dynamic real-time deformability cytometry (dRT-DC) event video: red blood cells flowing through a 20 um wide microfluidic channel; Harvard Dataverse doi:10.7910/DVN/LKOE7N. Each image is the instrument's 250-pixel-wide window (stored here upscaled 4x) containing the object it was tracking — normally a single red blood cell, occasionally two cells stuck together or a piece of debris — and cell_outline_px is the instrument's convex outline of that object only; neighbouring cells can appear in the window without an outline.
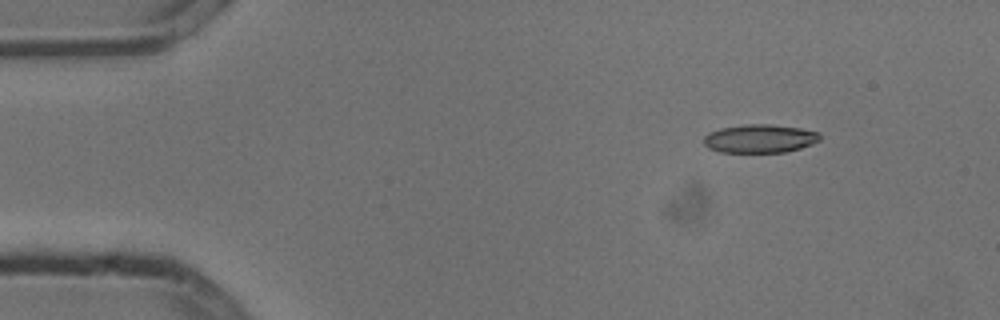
{"species": "common noctule bat (a hibernating species)", "species_latin": "Nyctalus noctula", "temperature_condition": "cold", "stored_images_in_passage": 7, "camera_frame_rate_fps": 3000, "um_per_image_px": 0.085, "animal": {"sex": "male", "body_mass_g": 13.3}, "frame": {"image": 1, "passage_image": 2, "time_ms": 0.333, "image_size_px": [1000, 320], "cell_outline_px": [[820, 140], [812, 144], [800, 148], [784, 152], [720, 152], [708, 148], [704, 144], [704, 136], [708, 132], [720, 128], [748, 124], [772, 124], [800, 128], [816, 132], [820, 136]], "centroid_in_image_um": [64.55, 11.78], "position_along_channel_um": 20.4, "area_um2": 19.19}}
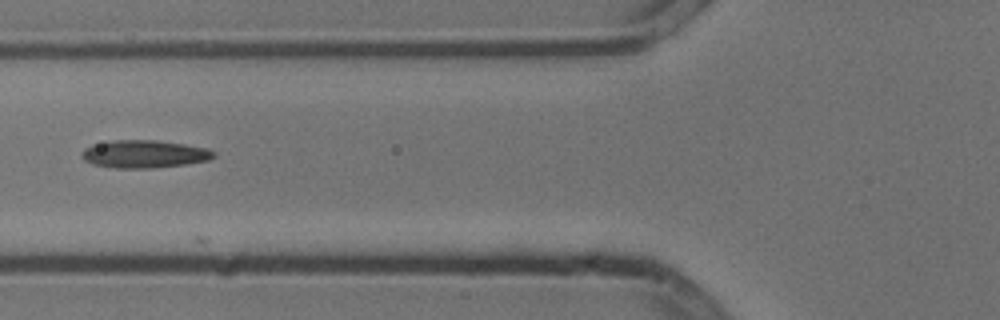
{"frame": {"image": 2, "passage_image": 6, "time_ms": 1.667, "image_size_px": [1000, 320], "cell_outline_px": [[216, 156], [208, 160], [184, 164], [152, 168], [116, 168], [92, 164], [84, 160], [80, 156], [80, 152], [84, 148], [92, 144], [112, 140], [156, 140], [184, 144], [208, 148], [216, 152]], "centroid_in_image_um": [12.23, 13.08], "position_along_channel_um": 113.6, "area_um2": 21.5}}
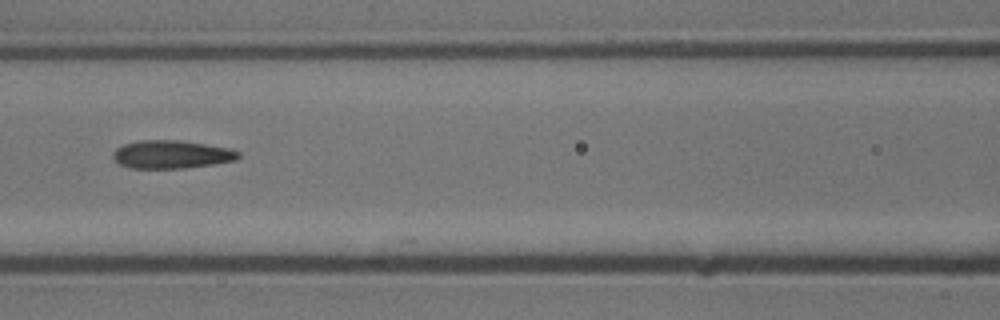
{"frame": {"image": 3, "passage_image": 7, "time_ms": 2.0, "image_size_px": [1000, 320], "cell_outline_px": [[240, 156], [236, 160], [212, 164], [184, 168], [128, 168], [120, 164], [112, 156], [112, 152], [116, 148], [124, 144], [140, 140], [180, 140], [228, 148], [240, 152]], "centroid_in_image_um": [14.55, 13.12], "position_along_channel_um": 152.0, "area_um2": 20.46}}